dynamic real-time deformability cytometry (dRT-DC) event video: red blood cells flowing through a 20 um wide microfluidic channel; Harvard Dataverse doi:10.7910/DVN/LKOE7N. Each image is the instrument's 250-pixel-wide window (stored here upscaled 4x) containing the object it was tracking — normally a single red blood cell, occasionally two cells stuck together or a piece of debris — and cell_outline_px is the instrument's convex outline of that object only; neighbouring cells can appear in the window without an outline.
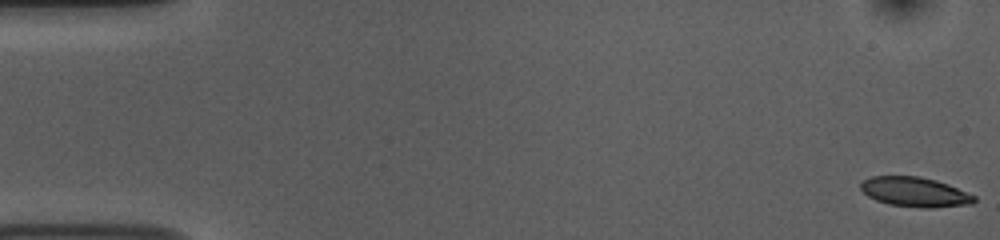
{"species": "common noctule bat (a hibernating species)", "species_latin": "Nyctalus noctula", "temperature_condition": "room temperature", "stored_images_in_passage": 53, "camera_frame_rate_fps": 3000, "um_per_image_px": 0.085, "animal": {"sex": "female", "body_mass_g": 10.0, "forearm_length_mm": 53.1}, "frame": {"image": 1, "passage_image": 1, "time_ms": 0.0, "image_size_px": [1000, 240], "cell_outline_px": [[976, 200], [972, 204], [932, 208], [920, 208], [888, 204], [876, 200], [868, 196], [860, 188], [860, 184], [864, 180], [872, 176], [920, 176], [936, 180], [948, 184], [976, 196]], "centroid_in_image_um": [77.78, 16.32], "position_along_channel_um": 7.2, "area_um2": 19.71}}
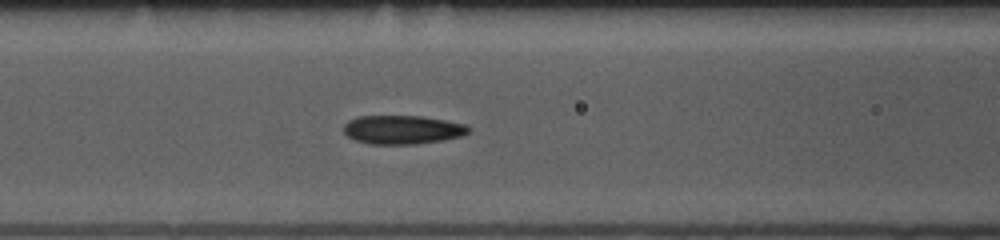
{"frame": {"image": 2, "passage_image": 22, "time_ms": 7.0, "image_size_px": [1000, 240], "cell_outline_px": [[472, 128], [464, 136], [444, 140], [416, 144], [368, 144], [356, 140], [348, 136], [344, 132], [344, 124], [348, 120], [356, 116], [420, 116], [468, 124]], "centroid_in_image_um": [34.24, 11.02], "position_along_channel_um": 132.4, "area_um2": 21.15}}
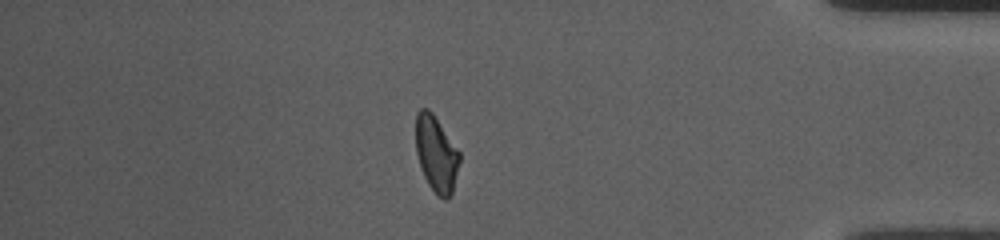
{"frame": {"image": 3, "passage_image": 46, "time_ms": 15.0, "image_size_px": [1000, 240], "cell_outline_px": [[460, 160], [452, 192], [448, 200], [444, 200], [436, 196], [428, 184], [424, 176], [416, 152], [416, 112], [420, 108], [428, 108], [432, 112], [460, 152]], "centroid_in_image_um": [37.08, 13.09], "position_along_channel_um": 398.1, "area_um2": 19.42}, "authors_computed_cell_mechanics": {"area_um2": 20.4034, "velocity_mm_per_s": 3.7565, "shape_relaxation_time_tau1_ms": 3.6136, "shape_relaxation_time_tau2_ms": 2.687, "deformation_change_tau1": 0.1429, "deformation_change_tau2": 0.09}}